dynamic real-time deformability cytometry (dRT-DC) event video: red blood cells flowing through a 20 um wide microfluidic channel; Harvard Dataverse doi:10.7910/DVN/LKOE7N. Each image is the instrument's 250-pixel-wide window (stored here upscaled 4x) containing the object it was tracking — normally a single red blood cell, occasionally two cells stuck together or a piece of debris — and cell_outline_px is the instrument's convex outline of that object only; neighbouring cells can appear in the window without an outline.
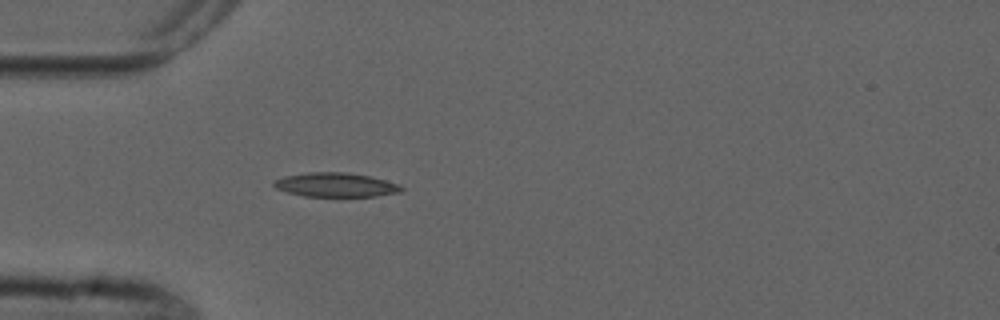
{"species": "common noctule bat (a hibernating species)", "species_latin": "Nyctalus noctula", "temperature_condition": "cold", "stored_images_in_passage": 4, "camera_frame_rate_fps": 3000, "um_per_image_px": 0.085, "animal": {"sex": "male", "forearm_length_mm": 52.5}, "frame": {"image": 1, "passage_image": 4, "time_ms": 4.333, "image_size_px": [1000, 320], "cell_outline_px": [[404, 188], [400, 192], [376, 196], [304, 196], [288, 192], [276, 188], [272, 184], [276, 180], [284, 176], [308, 172], [348, 172], [368, 176], [400, 184]], "centroid_in_image_um": [28.54, 15.71], "position_along_channel_um": 56.5, "area_um2": 17.8}}